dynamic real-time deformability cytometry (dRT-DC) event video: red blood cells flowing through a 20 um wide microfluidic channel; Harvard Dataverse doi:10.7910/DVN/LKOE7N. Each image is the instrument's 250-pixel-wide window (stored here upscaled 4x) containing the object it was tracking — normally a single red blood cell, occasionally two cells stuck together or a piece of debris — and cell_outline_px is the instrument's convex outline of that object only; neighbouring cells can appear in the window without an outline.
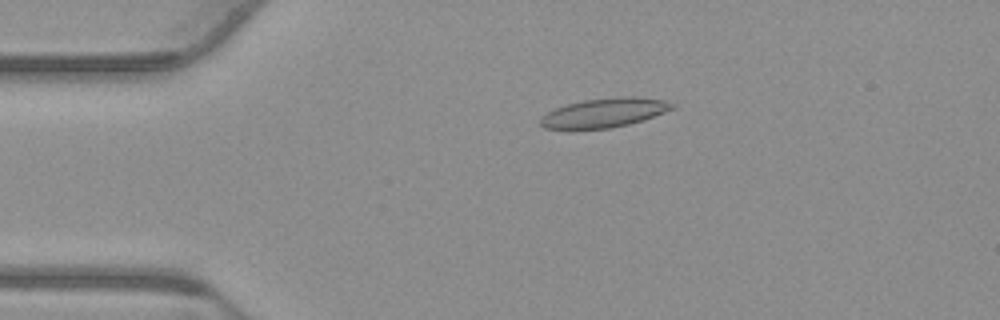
{"species": "common noctule bat (a hibernating species)", "species_latin": "Nyctalus noctula", "temperature_condition": "warm", "stored_images_in_passage": 54, "camera_frame_rate_fps": 3000, "um_per_image_px": 0.085, "animal": {"sex": "male", "body_mass_g": 23.1, "forearm_length_mm": 52.7}, "frame": {"image": 1, "passage_image": 11, "time_ms": 3.333, "image_size_px": [1000, 320], "cell_outline_px": [[676, 108], [644, 120], [612, 128], [572, 132], [544, 128], [540, 124], [540, 120], [548, 112], [556, 108], [568, 104], [584, 100], [628, 96], [636, 96], [664, 100], [676, 104]], "centroid_in_image_um": [51.35, 9.63], "position_along_channel_um": 33.6, "area_um2": 23.12}}
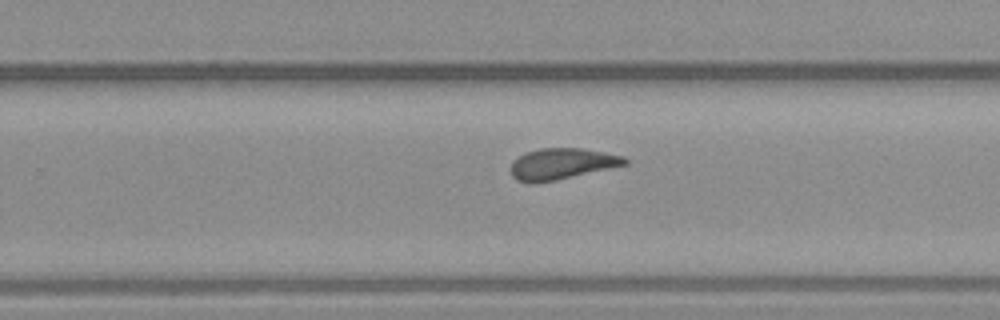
{"frame": {"image": 2, "passage_image": 34, "time_ms": 11.0, "image_size_px": [1000, 320], "cell_outline_px": [[628, 164], [556, 180], [536, 184], [532, 184], [516, 180], [512, 176], [508, 168], [512, 160], [524, 152], [540, 148], [580, 148], [604, 152], [624, 156], [628, 160]], "centroid_in_image_um": [47.67, 13.93], "position_along_channel_um": 282.1, "area_um2": 21.04}}
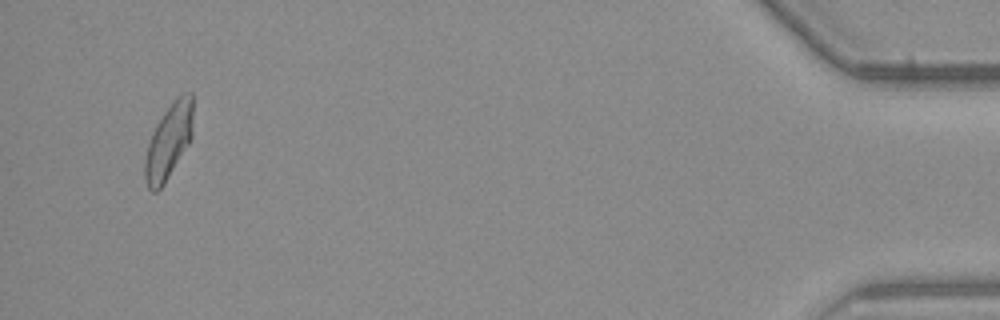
{"frame": {"image": 3, "passage_image": 52, "time_ms": 17.0, "image_size_px": [1000, 320], "cell_outline_px": [[192, 136], [188, 144], [164, 184], [156, 192], [152, 192], [148, 188], [144, 176], [144, 160], [148, 144], [152, 132], [156, 124], [172, 100], [176, 96], [184, 92], [192, 92]], "centroid_in_image_um": [14.32, 11.99], "position_along_channel_um": 420.9, "area_um2": 21.04}, "authors_computed_cell_mechanics": {"area_um2": 21.097, "velocity_mm_per_s": 3.7525, "shape_relaxation_time_tau1_ms": null, "shape_relaxation_time_tau2_ms": 1.9665, "deformation_change_tau1": null, "deformation_change_tau2": 0.0859}}